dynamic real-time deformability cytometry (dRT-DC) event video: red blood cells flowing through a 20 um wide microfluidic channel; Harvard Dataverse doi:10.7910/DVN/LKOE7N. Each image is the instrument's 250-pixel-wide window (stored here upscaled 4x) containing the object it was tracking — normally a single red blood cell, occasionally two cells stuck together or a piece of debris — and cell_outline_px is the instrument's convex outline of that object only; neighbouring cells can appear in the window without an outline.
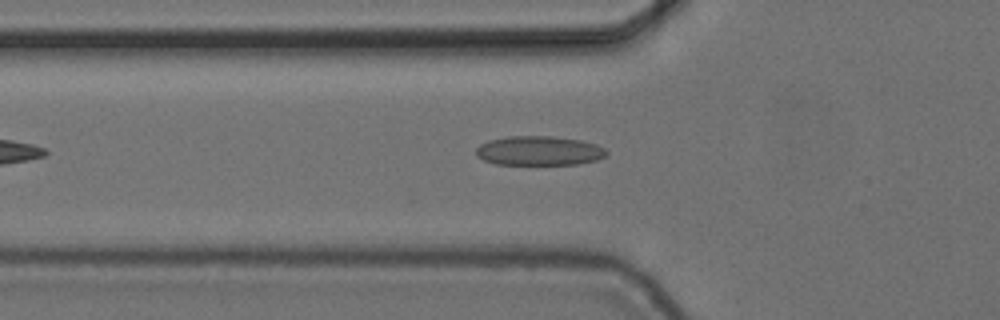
{"species": "common noctule bat (a hibernating species)", "species_latin": "Nyctalus noctula", "temperature_condition": "cold", "stored_images_in_passage": 44, "camera_frame_rate_fps": 3000, "um_per_image_px": 0.085, "animal": {"sex": "female", "body_mass_g": 24.6, "forearm_length_mm": 56.2}, "frame": {"image": 1, "passage_image": 8, "time_ms": 2.333, "image_size_px": [1000, 320], "cell_outline_px": [[608, 152], [604, 156], [596, 160], [576, 164], [496, 164], [484, 160], [476, 156], [476, 148], [480, 144], [488, 140], [508, 136], [552, 136], [580, 140], [596, 144], [604, 148]], "centroid_in_image_um": [45.79, 12.81], "position_along_channel_um": 80.0, "area_um2": 22.25}}
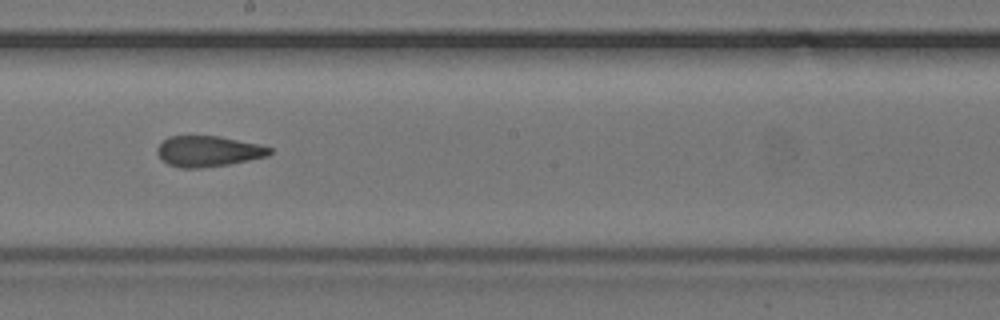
{"frame": {"image": 2, "passage_image": 20, "time_ms": 6.333, "image_size_px": [1000, 320], "cell_outline_px": [[272, 152], [268, 156], [228, 164], [200, 168], [180, 168], [168, 164], [156, 152], [156, 148], [168, 136], [220, 136], [260, 144], [272, 148]], "centroid_in_image_um": [17.71, 12.85], "position_along_channel_um": 230.5, "area_um2": 20.11}}
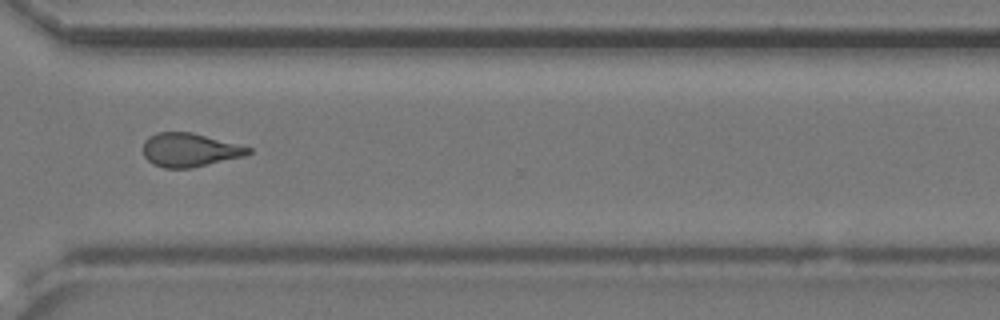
{"frame": {"image": 3, "passage_image": 30, "time_ms": 9.667, "image_size_px": [1000, 320], "cell_outline_px": [[252, 152], [244, 156], [192, 168], [164, 168], [152, 164], [144, 156], [144, 140], [156, 132], [192, 132], [252, 148]], "centroid_in_image_um": [16.11, 12.75], "position_along_channel_um": 354.5, "area_um2": 20.58}, "authors_computed_cell_mechanics": {"area_um2": 20.6635, "velocity_mm_per_s": 3.7348, "shape_relaxation_time_tau1_ms": null, "shape_relaxation_time_tau2_ms": 3.2582, "deformation_change_tau1": null, "deformation_change_tau2": 0.1002}}